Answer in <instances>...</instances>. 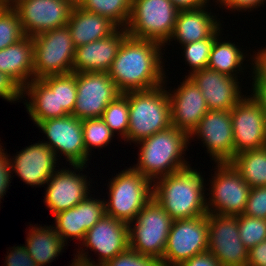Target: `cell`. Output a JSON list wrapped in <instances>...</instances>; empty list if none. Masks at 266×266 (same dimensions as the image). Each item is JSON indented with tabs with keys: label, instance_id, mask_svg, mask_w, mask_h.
Here are the masks:
<instances>
[{
	"label": "cell",
	"instance_id": "836d02e7",
	"mask_svg": "<svg viewBox=\"0 0 266 266\" xmlns=\"http://www.w3.org/2000/svg\"><path fill=\"white\" fill-rule=\"evenodd\" d=\"M218 35H220V27L209 38L181 45L184 49L185 61L191 66L189 75L208 67L214 40Z\"/></svg>",
	"mask_w": 266,
	"mask_h": 266
},
{
	"label": "cell",
	"instance_id": "9a60e30c",
	"mask_svg": "<svg viewBox=\"0 0 266 266\" xmlns=\"http://www.w3.org/2000/svg\"><path fill=\"white\" fill-rule=\"evenodd\" d=\"M208 251L221 266H247L248 249L241 242L237 216L208 213Z\"/></svg>",
	"mask_w": 266,
	"mask_h": 266
},
{
	"label": "cell",
	"instance_id": "603a6c76",
	"mask_svg": "<svg viewBox=\"0 0 266 266\" xmlns=\"http://www.w3.org/2000/svg\"><path fill=\"white\" fill-rule=\"evenodd\" d=\"M119 29L106 38L76 47L72 73H108L121 43L128 36L125 28Z\"/></svg>",
	"mask_w": 266,
	"mask_h": 266
},
{
	"label": "cell",
	"instance_id": "7402d4cb",
	"mask_svg": "<svg viewBox=\"0 0 266 266\" xmlns=\"http://www.w3.org/2000/svg\"><path fill=\"white\" fill-rule=\"evenodd\" d=\"M106 215L105 200L87 197L78 205L55 214V231L67 244V239L84 240L86 232Z\"/></svg>",
	"mask_w": 266,
	"mask_h": 266
},
{
	"label": "cell",
	"instance_id": "83f0119b",
	"mask_svg": "<svg viewBox=\"0 0 266 266\" xmlns=\"http://www.w3.org/2000/svg\"><path fill=\"white\" fill-rule=\"evenodd\" d=\"M31 227L24 246L37 266H45L58 257L66 243L55 231L53 225Z\"/></svg>",
	"mask_w": 266,
	"mask_h": 266
},
{
	"label": "cell",
	"instance_id": "d4e9b609",
	"mask_svg": "<svg viewBox=\"0 0 266 266\" xmlns=\"http://www.w3.org/2000/svg\"><path fill=\"white\" fill-rule=\"evenodd\" d=\"M67 27L75 47L106 38L119 28L109 18L84 10L77 4Z\"/></svg>",
	"mask_w": 266,
	"mask_h": 266
},
{
	"label": "cell",
	"instance_id": "5b68a950",
	"mask_svg": "<svg viewBox=\"0 0 266 266\" xmlns=\"http://www.w3.org/2000/svg\"><path fill=\"white\" fill-rule=\"evenodd\" d=\"M153 182L132 167L122 170L108 183L106 215L127 224L153 198Z\"/></svg>",
	"mask_w": 266,
	"mask_h": 266
},
{
	"label": "cell",
	"instance_id": "e0dca14e",
	"mask_svg": "<svg viewBox=\"0 0 266 266\" xmlns=\"http://www.w3.org/2000/svg\"><path fill=\"white\" fill-rule=\"evenodd\" d=\"M201 138L215 163H229L235 156L230 111L209 110L189 135Z\"/></svg>",
	"mask_w": 266,
	"mask_h": 266
},
{
	"label": "cell",
	"instance_id": "d590c367",
	"mask_svg": "<svg viewBox=\"0 0 266 266\" xmlns=\"http://www.w3.org/2000/svg\"><path fill=\"white\" fill-rule=\"evenodd\" d=\"M82 129L84 145L88 154L92 147L102 148L109 145L112 137L115 136L102 118L82 120Z\"/></svg>",
	"mask_w": 266,
	"mask_h": 266
},
{
	"label": "cell",
	"instance_id": "ab89813d",
	"mask_svg": "<svg viewBox=\"0 0 266 266\" xmlns=\"http://www.w3.org/2000/svg\"><path fill=\"white\" fill-rule=\"evenodd\" d=\"M23 88L8 74L0 72V97L15 102L23 99ZM21 98V99H20Z\"/></svg>",
	"mask_w": 266,
	"mask_h": 266
},
{
	"label": "cell",
	"instance_id": "8fae6325",
	"mask_svg": "<svg viewBox=\"0 0 266 266\" xmlns=\"http://www.w3.org/2000/svg\"><path fill=\"white\" fill-rule=\"evenodd\" d=\"M212 176L211 195L206 202L207 213L226 216L242 215L251 187L230 163H217ZM210 199V200H209Z\"/></svg>",
	"mask_w": 266,
	"mask_h": 266
},
{
	"label": "cell",
	"instance_id": "ac0fdd59",
	"mask_svg": "<svg viewBox=\"0 0 266 266\" xmlns=\"http://www.w3.org/2000/svg\"><path fill=\"white\" fill-rule=\"evenodd\" d=\"M72 166L76 170L59 169L51 175L46 183L48 186L45 190L44 203L52 211L53 216L60 211L75 207L90 195L88 188L90 181H87L85 174L78 172L82 171L85 165Z\"/></svg>",
	"mask_w": 266,
	"mask_h": 266
},
{
	"label": "cell",
	"instance_id": "8992f818",
	"mask_svg": "<svg viewBox=\"0 0 266 266\" xmlns=\"http://www.w3.org/2000/svg\"><path fill=\"white\" fill-rule=\"evenodd\" d=\"M179 10L171 0H131L125 27L128 36L165 46L173 33Z\"/></svg>",
	"mask_w": 266,
	"mask_h": 266
},
{
	"label": "cell",
	"instance_id": "30bf717a",
	"mask_svg": "<svg viewBox=\"0 0 266 266\" xmlns=\"http://www.w3.org/2000/svg\"><path fill=\"white\" fill-rule=\"evenodd\" d=\"M208 213L191 219L173 220L161 266H178L208 251Z\"/></svg>",
	"mask_w": 266,
	"mask_h": 266
},
{
	"label": "cell",
	"instance_id": "7dc6e473",
	"mask_svg": "<svg viewBox=\"0 0 266 266\" xmlns=\"http://www.w3.org/2000/svg\"><path fill=\"white\" fill-rule=\"evenodd\" d=\"M172 4L179 10H192L207 6L209 0H171Z\"/></svg>",
	"mask_w": 266,
	"mask_h": 266
},
{
	"label": "cell",
	"instance_id": "484cf974",
	"mask_svg": "<svg viewBox=\"0 0 266 266\" xmlns=\"http://www.w3.org/2000/svg\"><path fill=\"white\" fill-rule=\"evenodd\" d=\"M33 57V38L26 36L0 50V72L8 74L24 88L34 79Z\"/></svg>",
	"mask_w": 266,
	"mask_h": 266
},
{
	"label": "cell",
	"instance_id": "b9f144b4",
	"mask_svg": "<svg viewBox=\"0 0 266 266\" xmlns=\"http://www.w3.org/2000/svg\"><path fill=\"white\" fill-rule=\"evenodd\" d=\"M2 147L0 144V202L4 194L6 195L12 177L9 163L10 156H8L7 152L4 153L5 148L2 149Z\"/></svg>",
	"mask_w": 266,
	"mask_h": 266
},
{
	"label": "cell",
	"instance_id": "7a4b0ae2",
	"mask_svg": "<svg viewBox=\"0 0 266 266\" xmlns=\"http://www.w3.org/2000/svg\"><path fill=\"white\" fill-rule=\"evenodd\" d=\"M189 166L153 181V199L172 220L207 215L204 178Z\"/></svg>",
	"mask_w": 266,
	"mask_h": 266
},
{
	"label": "cell",
	"instance_id": "7c38bea8",
	"mask_svg": "<svg viewBox=\"0 0 266 266\" xmlns=\"http://www.w3.org/2000/svg\"><path fill=\"white\" fill-rule=\"evenodd\" d=\"M75 5L71 0H16L13 8L25 35L33 37L66 26Z\"/></svg>",
	"mask_w": 266,
	"mask_h": 266
},
{
	"label": "cell",
	"instance_id": "4316f807",
	"mask_svg": "<svg viewBox=\"0 0 266 266\" xmlns=\"http://www.w3.org/2000/svg\"><path fill=\"white\" fill-rule=\"evenodd\" d=\"M22 94L30 96L29 102L24 103L34 124L69 115L65 110H58L57 89H50L41 79L29 82Z\"/></svg>",
	"mask_w": 266,
	"mask_h": 266
},
{
	"label": "cell",
	"instance_id": "44dd1931",
	"mask_svg": "<svg viewBox=\"0 0 266 266\" xmlns=\"http://www.w3.org/2000/svg\"><path fill=\"white\" fill-rule=\"evenodd\" d=\"M201 90L209 110L231 111L244 96L238 78L205 68L187 75Z\"/></svg>",
	"mask_w": 266,
	"mask_h": 266
},
{
	"label": "cell",
	"instance_id": "f1b7e54d",
	"mask_svg": "<svg viewBox=\"0 0 266 266\" xmlns=\"http://www.w3.org/2000/svg\"><path fill=\"white\" fill-rule=\"evenodd\" d=\"M229 163L251 188L266 186V146L240 152Z\"/></svg>",
	"mask_w": 266,
	"mask_h": 266
},
{
	"label": "cell",
	"instance_id": "5bb4252c",
	"mask_svg": "<svg viewBox=\"0 0 266 266\" xmlns=\"http://www.w3.org/2000/svg\"><path fill=\"white\" fill-rule=\"evenodd\" d=\"M47 136L48 145L56 156L64 155L70 165H87L90 160L84 145L82 120L73 115L40 121L36 124ZM49 141V142H48Z\"/></svg>",
	"mask_w": 266,
	"mask_h": 266
},
{
	"label": "cell",
	"instance_id": "6da1fadb",
	"mask_svg": "<svg viewBox=\"0 0 266 266\" xmlns=\"http://www.w3.org/2000/svg\"><path fill=\"white\" fill-rule=\"evenodd\" d=\"M163 45L127 36L121 43L108 71L121 94L156 88L166 83Z\"/></svg>",
	"mask_w": 266,
	"mask_h": 266
},
{
	"label": "cell",
	"instance_id": "c3c4849f",
	"mask_svg": "<svg viewBox=\"0 0 266 266\" xmlns=\"http://www.w3.org/2000/svg\"><path fill=\"white\" fill-rule=\"evenodd\" d=\"M252 97L261 107H266V82H252Z\"/></svg>",
	"mask_w": 266,
	"mask_h": 266
},
{
	"label": "cell",
	"instance_id": "9c48e42d",
	"mask_svg": "<svg viewBox=\"0 0 266 266\" xmlns=\"http://www.w3.org/2000/svg\"><path fill=\"white\" fill-rule=\"evenodd\" d=\"M82 247L91 249L98 253V263L88 258V252L77 251L73 264L84 266H102L105 262L111 260L119 253L127 250L129 246V227L128 224L117 220L111 216L105 215L91 229L86 232Z\"/></svg>",
	"mask_w": 266,
	"mask_h": 266
},
{
	"label": "cell",
	"instance_id": "4dcf8cb0",
	"mask_svg": "<svg viewBox=\"0 0 266 266\" xmlns=\"http://www.w3.org/2000/svg\"><path fill=\"white\" fill-rule=\"evenodd\" d=\"M79 7L109 18L119 28H125L131 12V0H78Z\"/></svg>",
	"mask_w": 266,
	"mask_h": 266
},
{
	"label": "cell",
	"instance_id": "1f68e13d",
	"mask_svg": "<svg viewBox=\"0 0 266 266\" xmlns=\"http://www.w3.org/2000/svg\"><path fill=\"white\" fill-rule=\"evenodd\" d=\"M50 88L57 89L58 110L72 114L77 95L76 73L51 75L41 78Z\"/></svg>",
	"mask_w": 266,
	"mask_h": 266
},
{
	"label": "cell",
	"instance_id": "ffe728a7",
	"mask_svg": "<svg viewBox=\"0 0 266 266\" xmlns=\"http://www.w3.org/2000/svg\"><path fill=\"white\" fill-rule=\"evenodd\" d=\"M17 156L9 158L11 173H15L26 184L33 187L45 185L51 175L57 171V156L42 141L26 146L17 152Z\"/></svg>",
	"mask_w": 266,
	"mask_h": 266
},
{
	"label": "cell",
	"instance_id": "f6af8a7d",
	"mask_svg": "<svg viewBox=\"0 0 266 266\" xmlns=\"http://www.w3.org/2000/svg\"><path fill=\"white\" fill-rule=\"evenodd\" d=\"M247 266H266V239L248 250Z\"/></svg>",
	"mask_w": 266,
	"mask_h": 266
},
{
	"label": "cell",
	"instance_id": "e575fe53",
	"mask_svg": "<svg viewBox=\"0 0 266 266\" xmlns=\"http://www.w3.org/2000/svg\"><path fill=\"white\" fill-rule=\"evenodd\" d=\"M25 37L17 11L13 7H4L0 11V50Z\"/></svg>",
	"mask_w": 266,
	"mask_h": 266
},
{
	"label": "cell",
	"instance_id": "277c9868",
	"mask_svg": "<svg viewBox=\"0 0 266 266\" xmlns=\"http://www.w3.org/2000/svg\"><path fill=\"white\" fill-rule=\"evenodd\" d=\"M163 86L124 93L129 102L127 141L137 142L172 127L169 96Z\"/></svg>",
	"mask_w": 266,
	"mask_h": 266
},
{
	"label": "cell",
	"instance_id": "bcb514c9",
	"mask_svg": "<svg viewBox=\"0 0 266 266\" xmlns=\"http://www.w3.org/2000/svg\"><path fill=\"white\" fill-rule=\"evenodd\" d=\"M178 266H221L219 261L209 252L194 255L191 259L182 262Z\"/></svg>",
	"mask_w": 266,
	"mask_h": 266
},
{
	"label": "cell",
	"instance_id": "f35d334b",
	"mask_svg": "<svg viewBox=\"0 0 266 266\" xmlns=\"http://www.w3.org/2000/svg\"><path fill=\"white\" fill-rule=\"evenodd\" d=\"M243 214L266 219V186L251 188Z\"/></svg>",
	"mask_w": 266,
	"mask_h": 266
},
{
	"label": "cell",
	"instance_id": "f907efd6",
	"mask_svg": "<svg viewBox=\"0 0 266 266\" xmlns=\"http://www.w3.org/2000/svg\"><path fill=\"white\" fill-rule=\"evenodd\" d=\"M264 112V120H265V129H266V107H262Z\"/></svg>",
	"mask_w": 266,
	"mask_h": 266
},
{
	"label": "cell",
	"instance_id": "60d3db41",
	"mask_svg": "<svg viewBox=\"0 0 266 266\" xmlns=\"http://www.w3.org/2000/svg\"><path fill=\"white\" fill-rule=\"evenodd\" d=\"M6 256V266H37L36 262L29 255L25 246L12 247Z\"/></svg>",
	"mask_w": 266,
	"mask_h": 266
},
{
	"label": "cell",
	"instance_id": "f546056e",
	"mask_svg": "<svg viewBox=\"0 0 266 266\" xmlns=\"http://www.w3.org/2000/svg\"><path fill=\"white\" fill-rule=\"evenodd\" d=\"M219 36L214 40L207 68L233 78H238L236 75L239 73L238 71L244 72L242 71L244 67L242 68L241 64H243L246 57L234 43L229 41L220 42L221 39L219 38L221 37Z\"/></svg>",
	"mask_w": 266,
	"mask_h": 266
},
{
	"label": "cell",
	"instance_id": "3957f363",
	"mask_svg": "<svg viewBox=\"0 0 266 266\" xmlns=\"http://www.w3.org/2000/svg\"><path fill=\"white\" fill-rule=\"evenodd\" d=\"M190 140L192 139L186 132L173 126L157 132L137 142L141 146L138 163L132 168L150 181L173 174L189 166V162L182 154L186 151Z\"/></svg>",
	"mask_w": 266,
	"mask_h": 266
},
{
	"label": "cell",
	"instance_id": "d6a6232c",
	"mask_svg": "<svg viewBox=\"0 0 266 266\" xmlns=\"http://www.w3.org/2000/svg\"><path fill=\"white\" fill-rule=\"evenodd\" d=\"M101 118L113 134L118 131L123 140L126 141L129 128V102L124 94H120L108 104Z\"/></svg>",
	"mask_w": 266,
	"mask_h": 266
},
{
	"label": "cell",
	"instance_id": "f5cc1de1",
	"mask_svg": "<svg viewBox=\"0 0 266 266\" xmlns=\"http://www.w3.org/2000/svg\"><path fill=\"white\" fill-rule=\"evenodd\" d=\"M3 8H4V6H2V5L0 4V11H1Z\"/></svg>",
	"mask_w": 266,
	"mask_h": 266
},
{
	"label": "cell",
	"instance_id": "cb8c5ba5",
	"mask_svg": "<svg viewBox=\"0 0 266 266\" xmlns=\"http://www.w3.org/2000/svg\"><path fill=\"white\" fill-rule=\"evenodd\" d=\"M205 7L179 11L169 43L173 39L179 41L180 45L197 42L209 38L221 27L216 15L207 12Z\"/></svg>",
	"mask_w": 266,
	"mask_h": 266
},
{
	"label": "cell",
	"instance_id": "4fadbf2b",
	"mask_svg": "<svg viewBox=\"0 0 266 266\" xmlns=\"http://www.w3.org/2000/svg\"><path fill=\"white\" fill-rule=\"evenodd\" d=\"M76 85V103L71 115L80 120L101 118L108 104L121 94L105 72H78Z\"/></svg>",
	"mask_w": 266,
	"mask_h": 266
},
{
	"label": "cell",
	"instance_id": "ee69618b",
	"mask_svg": "<svg viewBox=\"0 0 266 266\" xmlns=\"http://www.w3.org/2000/svg\"><path fill=\"white\" fill-rule=\"evenodd\" d=\"M266 0H217V4H221V6H224L223 8H226L228 10H248L251 9L253 10L254 8H258V6H261L264 4Z\"/></svg>",
	"mask_w": 266,
	"mask_h": 266
},
{
	"label": "cell",
	"instance_id": "681fc988",
	"mask_svg": "<svg viewBox=\"0 0 266 266\" xmlns=\"http://www.w3.org/2000/svg\"><path fill=\"white\" fill-rule=\"evenodd\" d=\"M16 0H0V4L4 7H13Z\"/></svg>",
	"mask_w": 266,
	"mask_h": 266
},
{
	"label": "cell",
	"instance_id": "ba28073f",
	"mask_svg": "<svg viewBox=\"0 0 266 266\" xmlns=\"http://www.w3.org/2000/svg\"><path fill=\"white\" fill-rule=\"evenodd\" d=\"M134 221L128 224L130 248L160 261L164 255L173 220L152 198L137 214Z\"/></svg>",
	"mask_w": 266,
	"mask_h": 266
},
{
	"label": "cell",
	"instance_id": "2e32d148",
	"mask_svg": "<svg viewBox=\"0 0 266 266\" xmlns=\"http://www.w3.org/2000/svg\"><path fill=\"white\" fill-rule=\"evenodd\" d=\"M235 155L266 146L264 112L251 96H243L231 109Z\"/></svg>",
	"mask_w": 266,
	"mask_h": 266
},
{
	"label": "cell",
	"instance_id": "816d5d0a",
	"mask_svg": "<svg viewBox=\"0 0 266 266\" xmlns=\"http://www.w3.org/2000/svg\"><path fill=\"white\" fill-rule=\"evenodd\" d=\"M70 266H84V265H79V264H71Z\"/></svg>",
	"mask_w": 266,
	"mask_h": 266
},
{
	"label": "cell",
	"instance_id": "d6986e66",
	"mask_svg": "<svg viewBox=\"0 0 266 266\" xmlns=\"http://www.w3.org/2000/svg\"><path fill=\"white\" fill-rule=\"evenodd\" d=\"M172 126L188 135L209 111L201 90L187 76L174 92H168Z\"/></svg>",
	"mask_w": 266,
	"mask_h": 266
},
{
	"label": "cell",
	"instance_id": "52a82bcc",
	"mask_svg": "<svg viewBox=\"0 0 266 266\" xmlns=\"http://www.w3.org/2000/svg\"><path fill=\"white\" fill-rule=\"evenodd\" d=\"M32 38L34 79L72 73L76 47L67 25Z\"/></svg>",
	"mask_w": 266,
	"mask_h": 266
},
{
	"label": "cell",
	"instance_id": "8d00e7d4",
	"mask_svg": "<svg viewBox=\"0 0 266 266\" xmlns=\"http://www.w3.org/2000/svg\"><path fill=\"white\" fill-rule=\"evenodd\" d=\"M237 220L240 240L248 250L266 239V219L242 214Z\"/></svg>",
	"mask_w": 266,
	"mask_h": 266
},
{
	"label": "cell",
	"instance_id": "74e56055",
	"mask_svg": "<svg viewBox=\"0 0 266 266\" xmlns=\"http://www.w3.org/2000/svg\"><path fill=\"white\" fill-rule=\"evenodd\" d=\"M102 266H161V263L157 258L139 254L129 247Z\"/></svg>",
	"mask_w": 266,
	"mask_h": 266
},
{
	"label": "cell",
	"instance_id": "7bdbcfd3",
	"mask_svg": "<svg viewBox=\"0 0 266 266\" xmlns=\"http://www.w3.org/2000/svg\"><path fill=\"white\" fill-rule=\"evenodd\" d=\"M252 58L253 82H266V47L259 50Z\"/></svg>",
	"mask_w": 266,
	"mask_h": 266
}]
</instances>
